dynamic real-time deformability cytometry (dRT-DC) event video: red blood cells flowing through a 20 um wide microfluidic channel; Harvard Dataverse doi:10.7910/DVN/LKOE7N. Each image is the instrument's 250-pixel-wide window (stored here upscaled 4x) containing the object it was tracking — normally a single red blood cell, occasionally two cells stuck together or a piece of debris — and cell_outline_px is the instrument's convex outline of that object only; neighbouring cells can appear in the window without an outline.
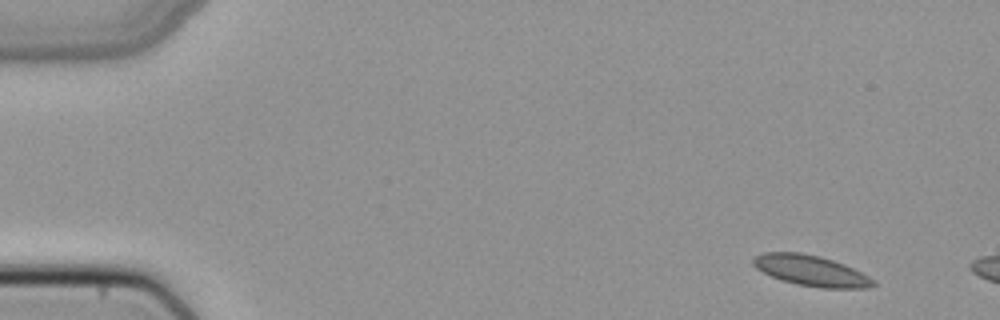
{"species": "common noctule bat (a hibernating species)", "species_latin": "Nyctalus noctula", "temperature_condition": "cold", "stored_images_in_passage": 10, "camera_frame_rate_fps": 3000, "um_per_image_px": 0.085, "animal": {"sex": "female", "body_mass_g": 22.7, "forearm_length_mm": 54.2}, "frame": {"image": 1, "passage_image": 4, "time_ms": 1.0, "image_size_px": [1000, 320], "cell_outline_px": [[876, 284], [868, 288], [820, 288], [796, 284], [780, 280], [756, 268], [752, 264], [752, 256], [764, 252], [800, 252], [820, 256], [844, 264], [876, 280]], "centroid_in_image_um": [68.91, 23.0], "position_along_channel_um": 16.1, "area_um2": 21.56}}